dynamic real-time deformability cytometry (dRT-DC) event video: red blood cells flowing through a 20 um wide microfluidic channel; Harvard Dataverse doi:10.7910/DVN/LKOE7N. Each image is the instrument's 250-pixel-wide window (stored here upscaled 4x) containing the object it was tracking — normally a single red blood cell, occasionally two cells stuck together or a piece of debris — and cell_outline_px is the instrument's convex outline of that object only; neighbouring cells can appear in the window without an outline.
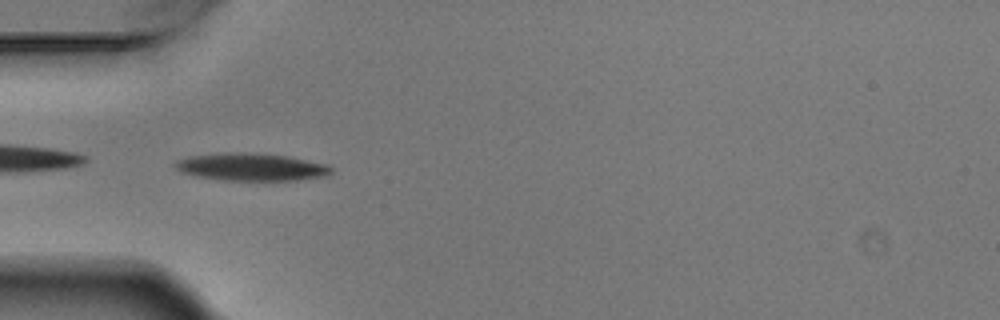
{"species": "Egyptian fruit bat (a non-hibernating species)", "species_latin": "Rousettus aegyptiacus", "temperature_condition": "warm", "stored_images_in_passage": 10, "camera_frame_rate_fps": 3000, "um_per_image_px": 0.085, "animal": {"sex": "male"}, "frame": {"image": 1, "passage_image": 5, "time_ms": 1.333, "image_size_px": [1000, 320], "cell_outline_px": [[332, 172], [324, 176], [300, 180], [224, 180], [196, 176], [180, 172], [172, 164], [176, 160], [188, 156], [224, 152], [244, 152], [288, 156], [328, 164], [332, 168]], "centroid_in_image_um": [21.33, 14.18], "position_along_channel_um": 63.7, "area_um2": 25.2}}
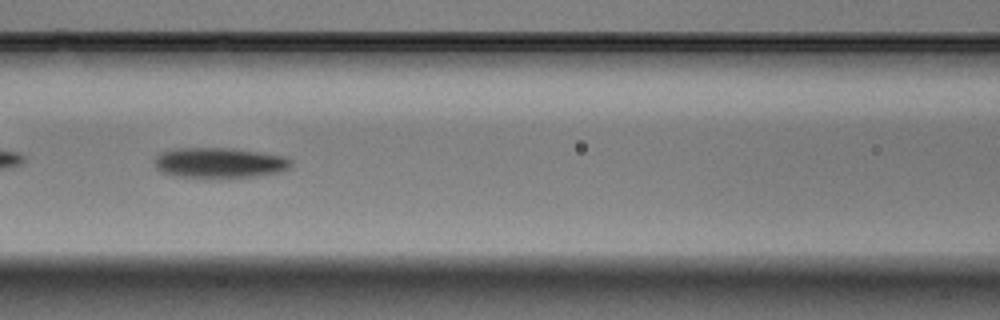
{"frame": {"image": 2, "passage_image": 7, "time_ms": 2.0, "image_size_px": [1000, 320], "cell_outline_px": [[292, 164], [288, 168], [280, 172], [256, 176], [216, 180], [172, 176], [160, 172], [156, 168], [156, 156], [160, 152], [172, 148], [232, 148], [260, 152], [284, 156], [292, 160]], "centroid_in_image_um": [18.62, 13.87], "position_along_channel_um": 148.0, "area_um2": 25.03}}
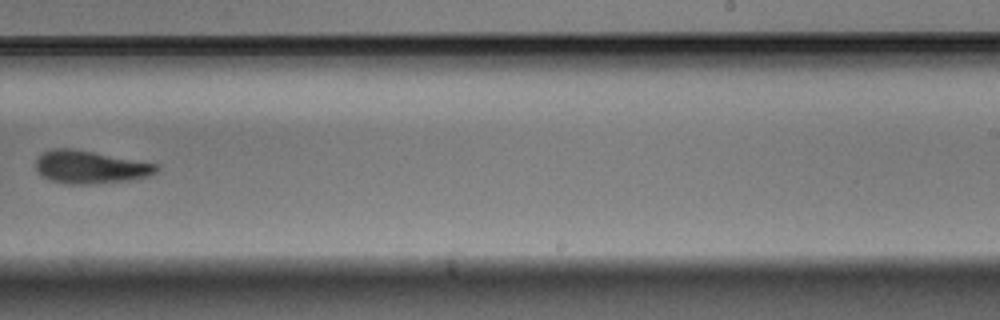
{"frame": {"image": 3, "passage_image": 10, "time_ms": 3.0, "image_size_px": [1000, 320], "cell_outline_px": [[160, 168], [156, 172], [148, 176], [128, 180], [88, 184], [64, 184], [52, 180], [44, 176], [36, 168], [36, 160], [44, 152], [52, 148], [72, 148], [160, 164]], "centroid_in_image_um": [7.7, 14.19], "position_along_channel_um": 281.3, "area_um2": 22.95}}